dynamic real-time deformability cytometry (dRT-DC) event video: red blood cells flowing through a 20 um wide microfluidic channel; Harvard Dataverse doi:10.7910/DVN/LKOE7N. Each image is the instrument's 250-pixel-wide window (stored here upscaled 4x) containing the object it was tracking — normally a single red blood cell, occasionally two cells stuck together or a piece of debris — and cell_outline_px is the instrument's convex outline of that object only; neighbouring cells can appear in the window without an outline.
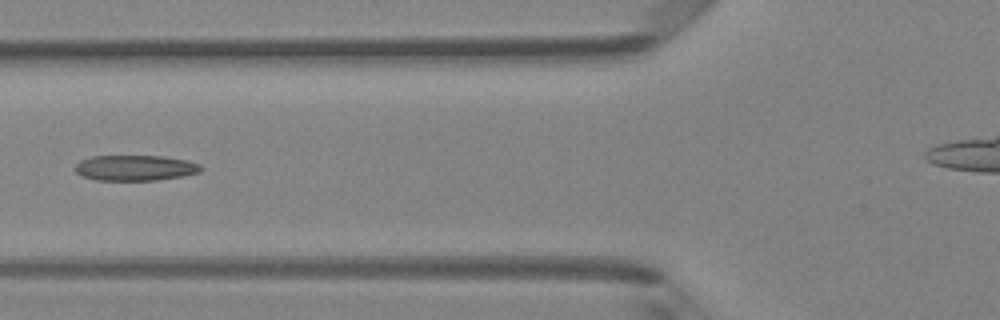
{"species": "Egyptian fruit bat (a non-hibernating species)", "species_latin": "Rousettus aegyptiacus", "temperature_condition": "room temperature", "stored_images_in_passage": 5, "camera_frame_rate_fps": 3000, "um_per_image_px": 0.085, "animal": {"sex": "female"}, "frame": {"image": 1, "passage_image": 5, "time_ms": 1.333, "image_size_px": [1000, 320], "cell_outline_px": [[204, 168], [200, 172], [180, 176], [156, 180], [96, 180], [80, 176], [76, 172], [76, 164], [80, 160], [92, 156], [160, 156], [184, 160], [200, 164]], "centroid_in_image_um": [11.46, 14.27], "position_along_channel_um": 114.3, "area_um2": 18.61}}